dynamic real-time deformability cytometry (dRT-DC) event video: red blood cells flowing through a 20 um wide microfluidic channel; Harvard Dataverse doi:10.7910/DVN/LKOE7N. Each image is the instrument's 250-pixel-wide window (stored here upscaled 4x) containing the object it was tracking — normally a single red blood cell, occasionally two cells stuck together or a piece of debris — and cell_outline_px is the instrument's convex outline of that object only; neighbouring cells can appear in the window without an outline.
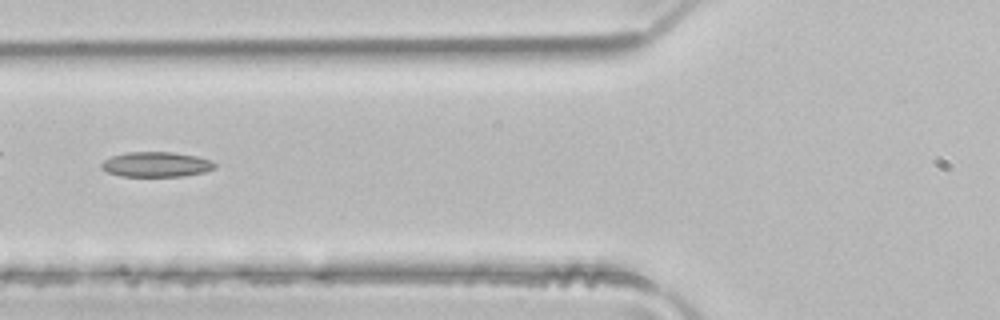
{"species": "common noctule bat (a hibernating species)", "species_latin": "Nyctalus noctula", "temperature_condition": "room temperature", "stored_images_in_passage": 2, "camera_frame_rate_fps": 3000, "um_per_image_px": 0.085, "animal": {"sex": "male", "body_mass_g": 21.5, "forearm_length_mm": 52.0}, "frame": {"image": 1, "passage_image": 2, "time_ms": 0.333, "image_size_px": [1000, 320], "cell_outline_px": [[216, 168], [204, 172], [184, 176], [120, 176], [108, 172], [100, 168], [100, 164], [104, 160], [112, 156], [128, 152], [172, 152], [196, 156], [212, 160], [216, 164]], "centroid_in_image_um": [13.29, 13.97], "position_along_channel_um": 112.5, "area_um2": 16.59}}